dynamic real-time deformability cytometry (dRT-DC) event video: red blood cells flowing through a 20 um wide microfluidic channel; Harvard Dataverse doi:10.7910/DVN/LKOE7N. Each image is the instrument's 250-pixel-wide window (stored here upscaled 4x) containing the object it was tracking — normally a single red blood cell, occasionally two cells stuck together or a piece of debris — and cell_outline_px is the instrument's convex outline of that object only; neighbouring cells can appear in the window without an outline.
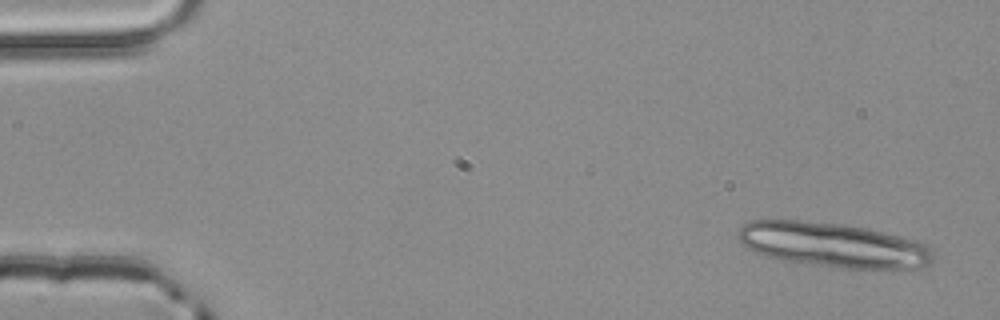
{"species": "common noctule bat (a hibernating species)", "species_latin": "Nyctalus noctula", "temperature_condition": "room temperature", "stored_images_in_passage": 4, "camera_frame_rate_fps": 3000, "um_per_image_px": 0.085, "animal": {"sex": "male", "body_mass_g": 20.4}, "frame": {"image": 1, "passage_image": 1, "time_ms": 0.0, "image_size_px": [1000, 320], "cell_outline_px": [[932, 260], [928, 264], [920, 268], [840, 268], [780, 260], [744, 248], [740, 244], [736, 232], [744, 224], [752, 220], [796, 220], [840, 224], [864, 228], [884, 232], [916, 240], [928, 244], [932, 252]], "centroid_in_image_um": [70.77, 20.82], "position_along_channel_um": 14.2, "area_um2": 50.69}}